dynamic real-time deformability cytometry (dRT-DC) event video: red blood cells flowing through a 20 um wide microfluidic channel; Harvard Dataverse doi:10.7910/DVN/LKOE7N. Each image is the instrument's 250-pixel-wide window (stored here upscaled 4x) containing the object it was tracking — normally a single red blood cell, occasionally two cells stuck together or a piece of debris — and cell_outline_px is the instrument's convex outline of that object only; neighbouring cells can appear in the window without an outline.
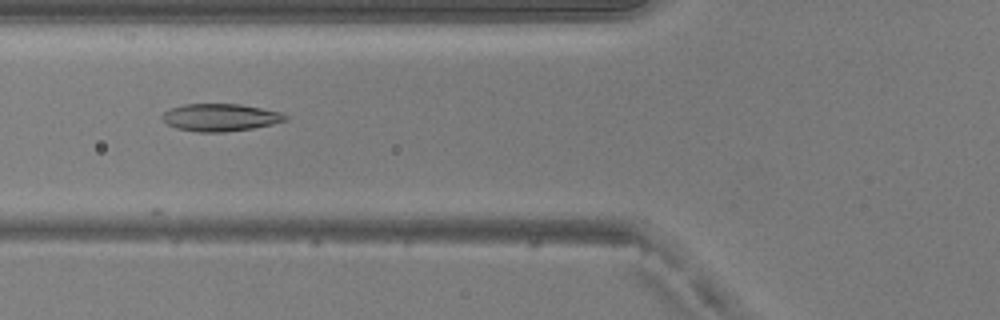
{"species": "common noctule bat (a hibernating species)", "species_latin": "Nyctalus noctula", "temperature_condition": "warm", "stored_images_in_passage": 11, "camera_frame_rate_fps": 3000, "um_per_image_px": 0.085, "animal": {"sex": "male", "body_mass_g": 20.5, "forearm_length_mm": 52.5}, "frame": {"image": 1, "passage_image": 7, "time_ms": 2.0, "image_size_px": [1000, 320], "cell_outline_px": [[288, 120], [272, 124], [252, 128], [224, 132], [196, 132], [176, 128], [168, 124], [160, 116], [168, 108], [184, 104], [240, 104], [280, 112], [288, 116]], "centroid_in_image_um": [18.7, 9.98], "position_along_channel_um": 107.1, "area_um2": 19.71}}
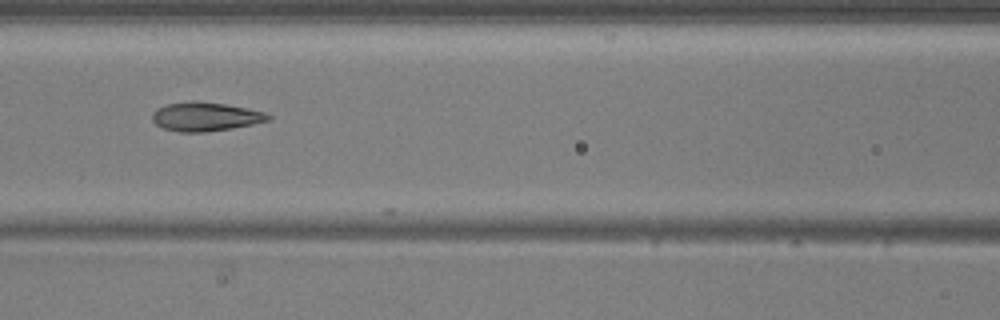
{"frame": {"image": 2, "passage_image": 10, "time_ms": 3.0, "image_size_px": [1000, 320], "cell_outline_px": [[272, 116], [268, 120], [252, 124], [232, 128], [204, 132], [180, 132], [164, 128], [156, 124], [152, 120], [152, 112], [156, 108], [168, 104], [192, 100], [196, 100], [224, 104], [264, 112]], "centroid_in_image_um": [17.41, 9.91], "position_along_channel_um": 149.2, "area_um2": 19.36}}